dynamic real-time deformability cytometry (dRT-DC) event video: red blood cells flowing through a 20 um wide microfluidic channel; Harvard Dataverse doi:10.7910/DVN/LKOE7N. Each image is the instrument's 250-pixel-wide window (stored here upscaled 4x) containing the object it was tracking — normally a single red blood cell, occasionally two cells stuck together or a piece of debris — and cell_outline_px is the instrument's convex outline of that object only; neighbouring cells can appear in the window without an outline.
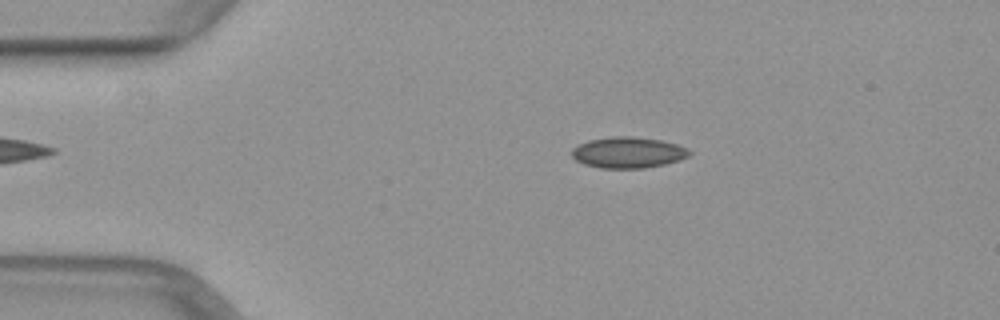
{"species": "common noctule bat (a hibernating species)", "species_latin": "Nyctalus noctula", "temperature_condition": "warm", "stored_images_in_passage": 49, "camera_frame_rate_fps": 3000, "um_per_image_px": 0.085, "animal": {"sex": "female", "body_mass_g": 29.2, "forearm_length_mm": 56.3}, "frame": {"image": 1, "passage_image": 9, "time_ms": 2.667, "image_size_px": [1000, 320], "cell_outline_px": [[692, 152], [688, 156], [680, 160], [664, 164], [644, 168], [600, 168], [584, 164], [576, 160], [572, 156], [572, 148], [588, 140], [612, 136], [632, 136], [660, 140], [676, 144], [688, 148]], "centroid_in_image_um": [53.39, 12.96], "position_along_channel_um": 31.6, "area_um2": 21.27}}
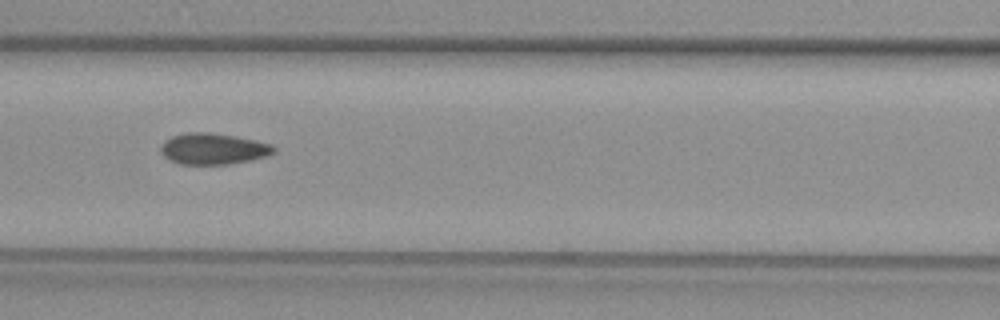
{"frame": {"image": 2, "passage_image": 21, "time_ms": 6.667, "image_size_px": [1000, 320], "cell_outline_px": [[276, 152], [264, 156], [248, 160], [228, 164], [180, 164], [164, 156], [160, 152], [160, 148], [164, 140], [172, 136], [188, 132], [208, 132], [236, 136], [272, 144], [276, 148]], "centroid_in_image_um": [18.11, 12.63], "position_along_channel_um": 148.5, "area_um2": 20.4}}
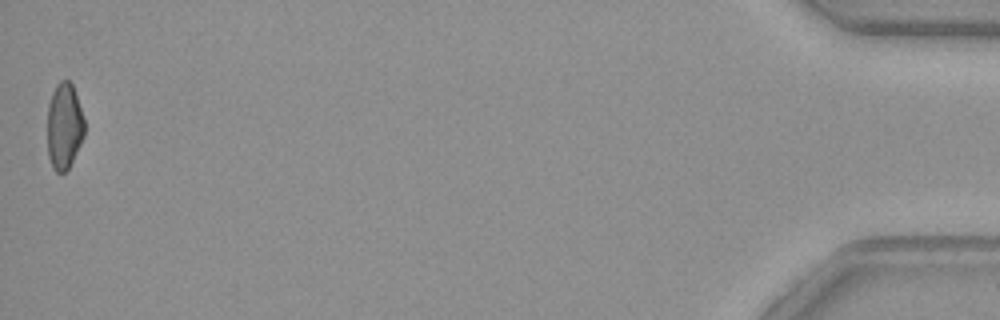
{"frame": {"image": 3, "passage_image": 49, "time_ms": 16.0, "image_size_px": [1000, 320], "cell_outline_px": [[84, 136], [68, 168], [64, 172], [56, 172], [52, 168], [48, 156], [48, 104], [52, 92], [56, 84], [60, 80], [68, 80], [72, 84], [84, 120]], "centroid_in_image_um": [5.44, 10.71], "position_along_channel_um": 429.8, "area_um2": 18.44}}